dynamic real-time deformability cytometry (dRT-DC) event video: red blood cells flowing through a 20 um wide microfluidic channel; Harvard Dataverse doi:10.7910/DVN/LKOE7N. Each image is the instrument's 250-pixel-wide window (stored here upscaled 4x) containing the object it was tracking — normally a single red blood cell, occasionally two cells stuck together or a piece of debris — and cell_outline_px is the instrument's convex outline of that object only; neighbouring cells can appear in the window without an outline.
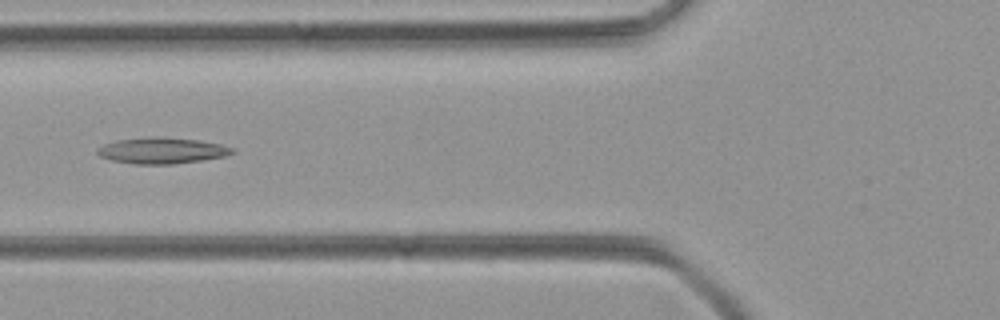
{"species": "common noctule bat (a hibernating species)", "species_latin": "Nyctalus noctula", "temperature_condition": "room temperature", "stored_images_in_passage": 50, "camera_frame_rate_fps": 3000, "um_per_image_px": 0.085, "animal": {"sex": "female", "body_mass_g": 21.9}, "frame": {"image": 1, "passage_image": 19, "time_ms": 6.0, "image_size_px": [1000, 320], "cell_outline_px": [[236, 152], [228, 156], [172, 164], [136, 164], [112, 160], [100, 156], [96, 152], [96, 148], [104, 144], [116, 140], [152, 136], [156, 136], [200, 140], [220, 144], [236, 148]], "centroid_in_image_um": [13.79, 12.79], "position_along_channel_um": 112.0, "area_um2": 20.69}}
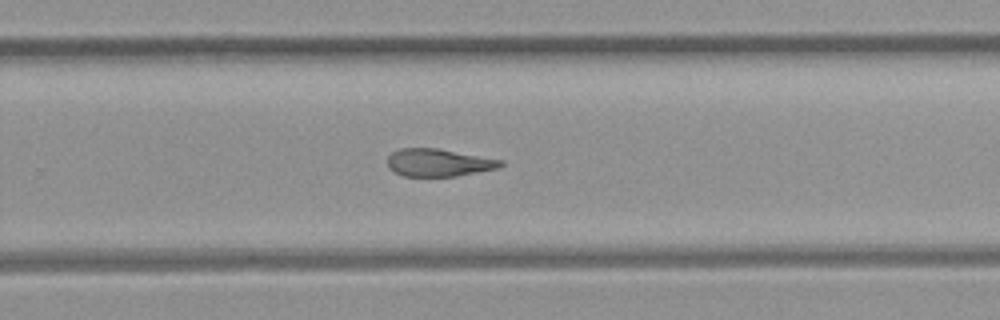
{"frame": {"image": 2, "passage_image": 32, "time_ms": 10.333, "image_size_px": [1000, 320], "cell_outline_px": [[504, 164], [500, 168], [456, 176], [404, 176], [388, 168], [388, 156], [392, 152], [400, 148], [436, 148], [504, 160]], "centroid_in_image_um": [37.3, 13.82], "position_along_channel_um": 292.5, "area_um2": 18.21}}
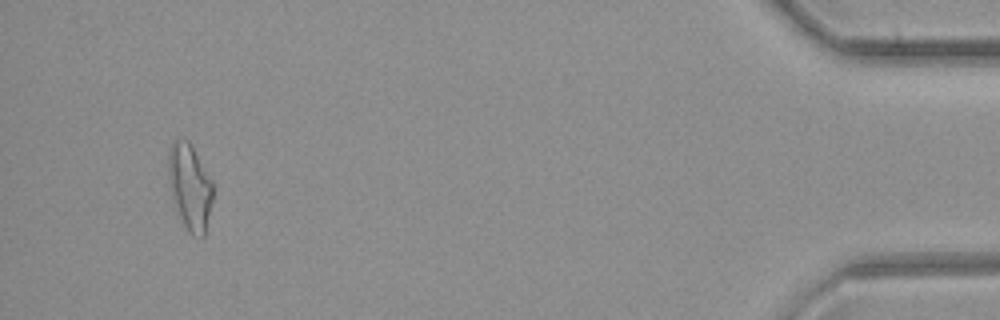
{"frame": {"image": 3, "passage_image": 47, "time_ms": 15.333, "image_size_px": [1000, 320], "cell_outline_px": [[212, 200], [204, 236], [200, 240], [192, 236], [188, 232], [172, 204], [168, 184], [168, 152], [172, 144], [176, 140], [188, 140], [212, 180]], "centroid_in_image_um": [16.11, 15.95], "position_along_channel_um": 419.1, "area_um2": 22.54}}